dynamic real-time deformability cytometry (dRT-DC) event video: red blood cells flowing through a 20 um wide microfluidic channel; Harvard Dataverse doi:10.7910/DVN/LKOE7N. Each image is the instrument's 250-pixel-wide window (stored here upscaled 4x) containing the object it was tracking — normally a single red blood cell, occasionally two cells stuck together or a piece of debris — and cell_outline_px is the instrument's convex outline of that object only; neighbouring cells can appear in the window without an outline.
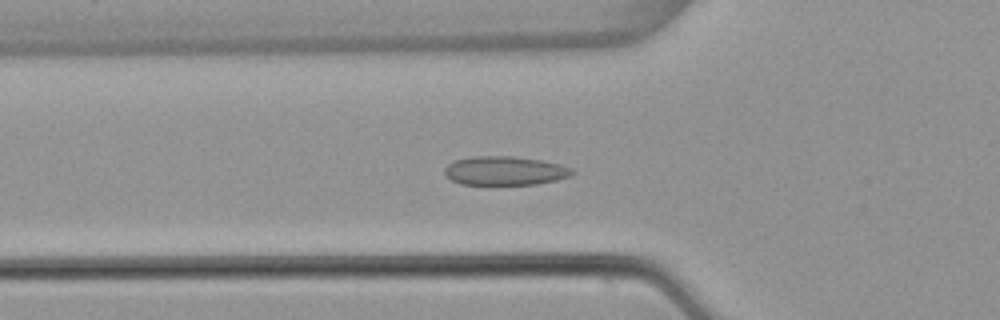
{"species": "common noctule bat (a hibernating species)", "species_latin": "Nyctalus noctula", "temperature_condition": "warm", "stored_images_in_passage": 38, "camera_frame_rate_fps": 3000, "um_per_image_px": 0.085, "animal": {"sex": "female", "body_mass_g": 22.7, "forearm_length_mm": 54.2}, "frame": {"image": 1, "passage_image": 3, "time_ms": 0.667, "image_size_px": [1000, 320], "cell_outline_px": [[576, 172], [572, 176], [556, 180], [536, 184], [460, 184], [452, 180], [444, 172], [444, 168], [448, 164], [456, 160], [472, 156], [512, 156], [540, 160], [560, 164], [572, 168]], "centroid_in_image_um": [42.95, 14.51], "position_along_channel_um": 82.9, "area_um2": 21.44}}
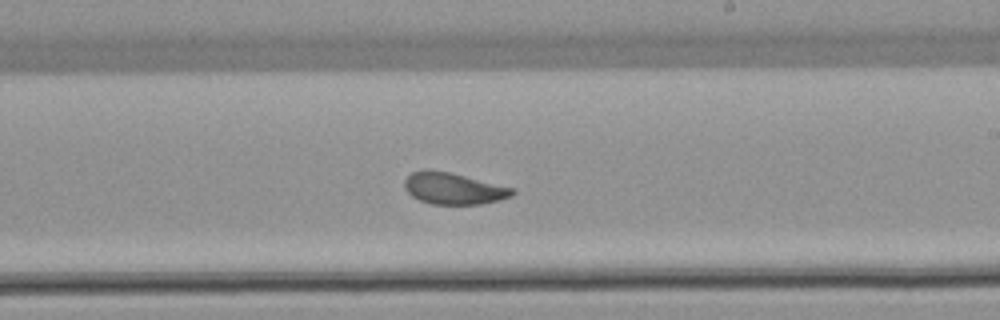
{"frame": {"image": 2, "passage_image": 16, "time_ms": 5.0, "image_size_px": [1000, 320], "cell_outline_px": [[516, 192], [512, 196], [500, 200], [480, 204], [432, 204], [420, 200], [412, 196], [404, 188], [404, 180], [412, 172], [424, 168], [428, 168], [448, 172], [516, 188]], "centroid_in_image_um": [38.55, 16.01], "position_along_channel_um": 250.4, "area_um2": 20.0}}
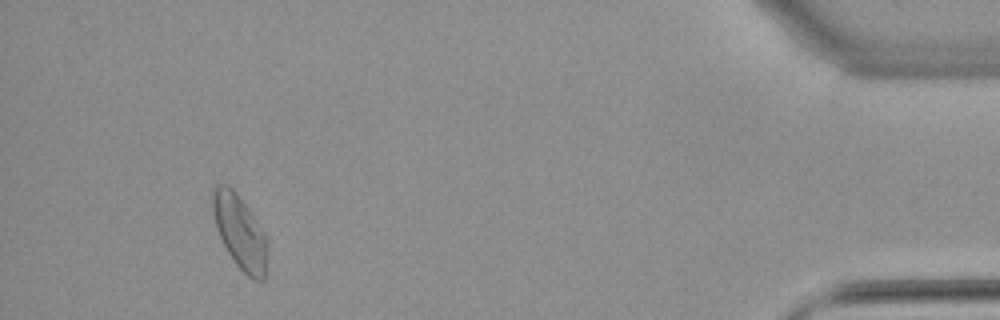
{"frame": {"image": 3, "passage_image": 34, "time_ms": 11.0, "image_size_px": [1000, 320], "cell_outline_px": [[264, 280], [252, 280], [236, 264], [228, 252], [216, 228], [212, 212], [212, 188], [216, 184], [228, 184], [236, 192], [256, 220], [264, 236]], "centroid_in_image_um": [20.3, 19.64], "position_along_channel_um": 414.9, "area_um2": 22.66}, "authors_computed_cell_mechanics": {"area_um2": 20.7213, "velocity_mm_per_s": 3.8606, "shape_relaxation_time_tau1_ms": 4.2958, "shape_relaxation_time_tau2_ms": 1.2858, "deformation_change_tau1": 0.1165, "deformation_change_tau2": 0.0427}}